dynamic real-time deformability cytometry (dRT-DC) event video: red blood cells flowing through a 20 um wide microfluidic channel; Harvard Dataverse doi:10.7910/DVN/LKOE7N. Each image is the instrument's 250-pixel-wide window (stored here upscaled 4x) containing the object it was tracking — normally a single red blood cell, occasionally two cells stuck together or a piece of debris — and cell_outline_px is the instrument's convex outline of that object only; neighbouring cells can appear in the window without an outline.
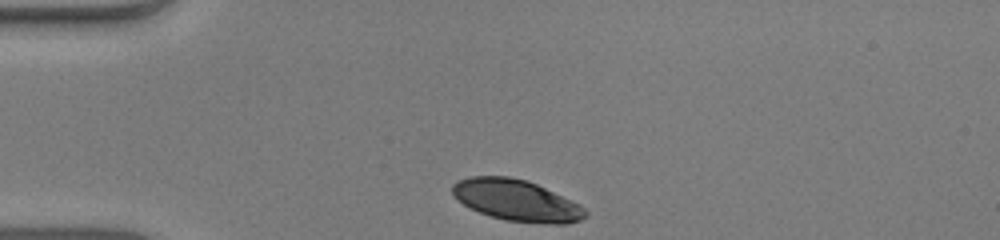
{"species": "human", "species_latin": "Homo sapiens", "temperature_condition": "warm", "stored_images_in_passage": 31, "camera_frame_rate_fps": 3000, "um_per_image_px": 0.085, "donor": {"sex": "male"}, "frame": {"image": 1, "passage_image": 1, "time_ms": 0.0, "image_size_px": [1000, 240], "cell_outline_px": [[588, 216], [580, 220], [568, 224], [548, 224], [504, 220], [480, 212], [456, 200], [452, 192], [452, 184], [456, 180], [472, 176], [508, 176], [528, 180], [580, 204], [588, 212]], "centroid_in_image_um": [43.92, 17.03], "position_along_channel_um": 41.1, "area_um2": 32.14}}
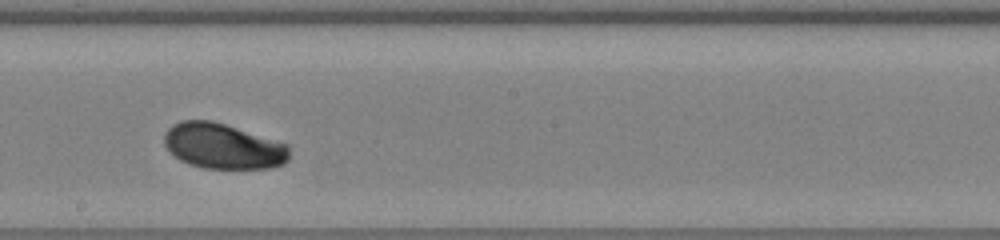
{"frame": {"image": 2, "passage_image": 18, "time_ms": 5.667, "image_size_px": [1000, 240], "cell_outline_px": [[288, 160], [284, 164], [268, 168], [204, 168], [188, 164], [180, 160], [164, 144], [164, 132], [172, 124], [180, 120], [212, 120], [288, 144]], "centroid_in_image_um": [18.94, 12.41], "position_along_channel_um": 229.3, "area_um2": 33.0}}
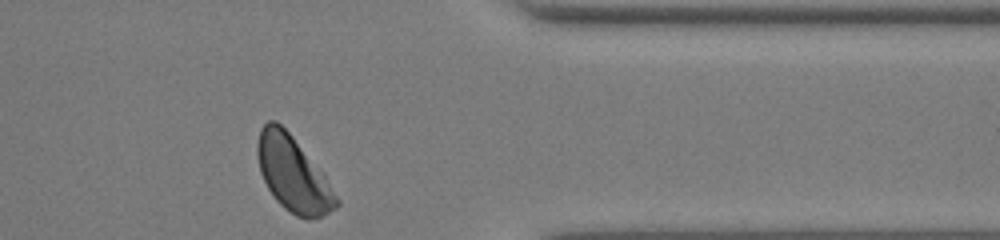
{"frame": {"image": 3, "passage_image": 31, "time_ms": 10.0, "image_size_px": [1000, 240], "cell_outline_px": [[340, 204], [336, 208], [320, 216], [296, 216], [284, 208], [276, 200], [268, 188], [260, 172], [256, 156], [256, 144], [260, 128], [268, 120], [276, 120], [292, 136], [324, 176], [340, 200]], "centroid_in_image_um": [24.86, 14.76], "position_along_channel_um": 386.5, "area_um2": 33.81}, "authors_computed_cell_mechanics": {"area_um2": 32.8882, "velocity_mm_per_s": 3.9342, "shape_relaxation_time_tau1_ms": 1.6021, "shape_relaxation_time_tau2_ms": null, "deformation_change_tau1": 0.1007, "deformation_change_tau2": null}}